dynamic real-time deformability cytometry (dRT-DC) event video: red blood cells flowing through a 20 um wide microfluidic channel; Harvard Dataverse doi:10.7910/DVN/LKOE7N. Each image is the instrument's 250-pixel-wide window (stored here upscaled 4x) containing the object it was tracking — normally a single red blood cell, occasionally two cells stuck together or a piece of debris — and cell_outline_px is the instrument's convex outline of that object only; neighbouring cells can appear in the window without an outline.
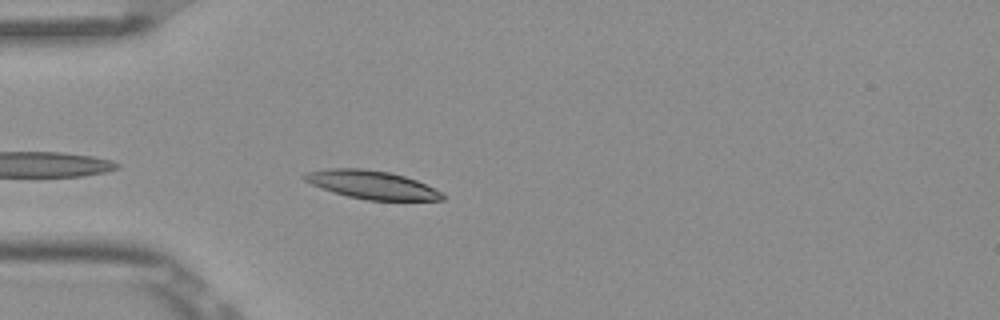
{"species": "Egyptian fruit bat (a non-hibernating species)", "species_latin": "Rousettus aegyptiacus", "temperature_condition": "room temperature", "stored_images_in_passage": 4, "camera_frame_rate_fps": 3000, "um_per_image_px": 0.085, "frame": {"image": 1, "passage_image": 4, "time_ms": 1.0, "image_size_px": [1000, 320], "cell_outline_px": [[448, 196], [444, 200], [368, 200], [348, 196], [312, 184], [304, 180], [300, 176], [304, 172], [328, 168], [364, 168], [392, 172], [416, 180]], "centroid_in_image_um": [31.59, 15.69], "position_along_channel_um": 53.4, "area_um2": 22.66}}